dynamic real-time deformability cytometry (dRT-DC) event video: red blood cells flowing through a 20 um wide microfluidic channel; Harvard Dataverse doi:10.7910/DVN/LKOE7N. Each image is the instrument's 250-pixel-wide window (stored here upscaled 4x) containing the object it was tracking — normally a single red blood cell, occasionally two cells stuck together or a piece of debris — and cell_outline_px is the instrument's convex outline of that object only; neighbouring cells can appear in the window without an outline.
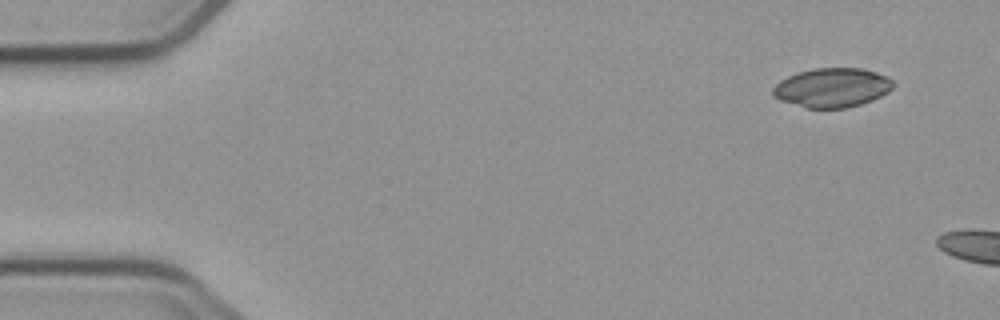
{"species": "common noctule bat (a hibernating species)", "species_latin": "Nyctalus noctula", "temperature_condition": "cold", "stored_images_in_passage": 5, "camera_frame_rate_fps": 3000, "um_per_image_px": 0.085, "animal": {"sex": "male", "body_mass_g": 23.1, "forearm_length_mm": 52.7}, "frame": {"image": 1, "passage_image": 1, "time_ms": 0.0, "image_size_px": [1000, 320], "cell_outline_px": [[896, 84], [888, 92], [872, 100], [860, 104], [844, 108], [804, 108], [780, 100], [772, 96], [772, 88], [780, 80], [796, 72], [816, 68], [864, 68], [888, 76]], "centroid_in_image_um": [70.72, 7.44], "position_along_channel_um": 14.3, "area_um2": 27.74}}